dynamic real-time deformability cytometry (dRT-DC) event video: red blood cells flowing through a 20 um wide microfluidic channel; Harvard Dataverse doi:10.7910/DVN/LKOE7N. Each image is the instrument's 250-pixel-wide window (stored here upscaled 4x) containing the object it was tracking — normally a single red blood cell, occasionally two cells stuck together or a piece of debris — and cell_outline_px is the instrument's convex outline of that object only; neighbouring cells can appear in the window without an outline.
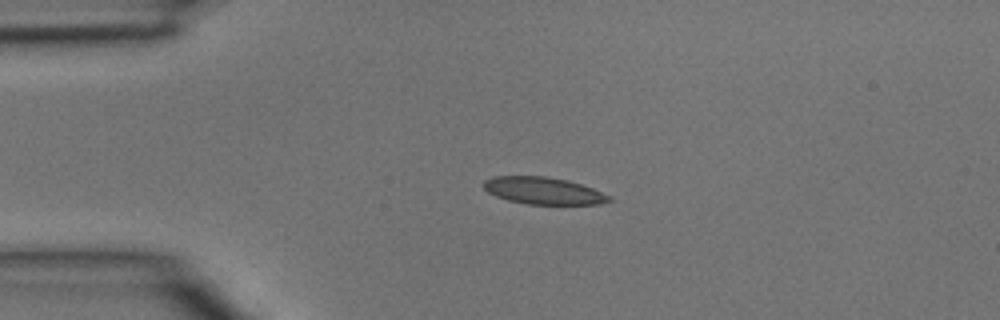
{"species": "common noctule bat (a hibernating species)", "species_latin": "Nyctalus noctula", "temperature_condition": "room temperature", "stored_images_in_passage": 3, "camera_frame_rate_fps": 3000, "um_per_image_px": 0.085, "animal": {"sex": "male", "body_mass_g": 15.6}, "frame": {"image": 1, "passage_image": 2, "time_ms": 0.333, "image_size_px": [1000, 320], "cell_outline_px": [[612, 200], [600, 204], [528, 204], [508, 200], [496, 196], [488, 192], [484, 188], [484, 180], [492, 176], [548, 176], [568, 180], [592, 188], [612, 196]], "centroid_in_image_um": [46.2, 16.2], "position_along_channel_um": 38.8, "area_um2": 19.83}}